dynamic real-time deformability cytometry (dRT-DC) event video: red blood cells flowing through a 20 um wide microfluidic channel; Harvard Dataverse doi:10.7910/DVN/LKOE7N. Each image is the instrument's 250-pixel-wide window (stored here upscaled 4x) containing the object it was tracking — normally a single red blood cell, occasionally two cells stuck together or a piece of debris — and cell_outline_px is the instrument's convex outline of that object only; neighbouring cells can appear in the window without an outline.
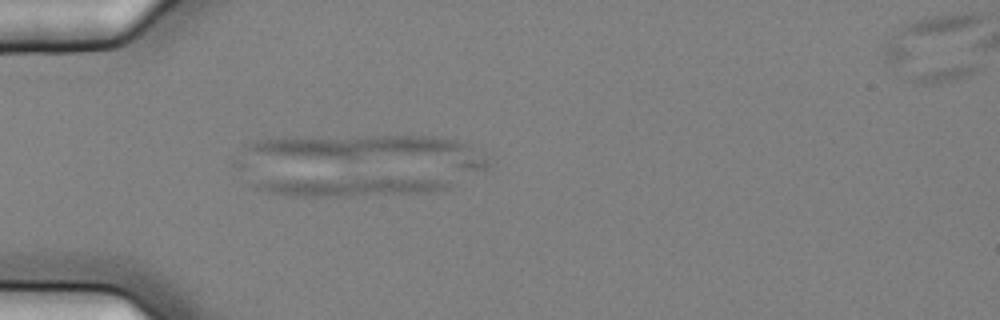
{"species": "common noctule bat (a hibernating species)", "species_latin": "Nyctalus noctula", "temperature_condition": "cold", "stored_images_in_passage": 6, "segment_of_instrument_passage": [2, 2], "camera_frame_rate_fps": 3000, "um_per_image_px": 0.085, "animal": {"sex": "female", "body_mass_g": 25.1}, "frame": {"image": 1, "passage_image": 3, "time_ms": 0.667, "image_size_px": [1000, 320], "cell_outline_px": [[488, 168], [236, 168], [232, 164], [232, 156], [244, 144], [256, 140], [296, 136], [436, 136], [456, 140], [472, 144], [484, 152], [488, 164]], "centroid_in_image_um": [30.54, 13.0], "position_along_channel_um": 54.5, "area_um2": 54.16}}
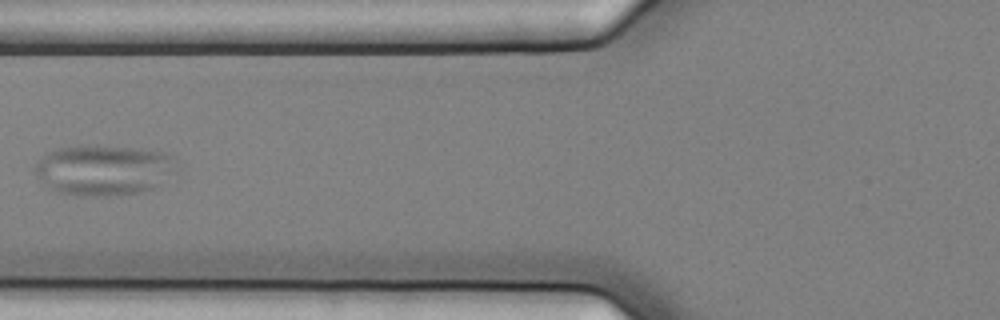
{"frame": {"image": 2, "passage_image": 5, "time_ms": 1.333, "image_size_px": [1000, 320], "cell_outline_px": [[176, 160], [156, 188], [140, 192], [108, 196], [80, 196], [56, 192], [48, 188], [36, 176], [32, 168], [44, 156], [56, 148], [80, 144], [96, 144], [132, 148], [164, 152], [176, 156]], "centroid_in_image_um": [8.71, 14.44], "position_along_channel_um": 117.1, "area_um2": 41.79}}
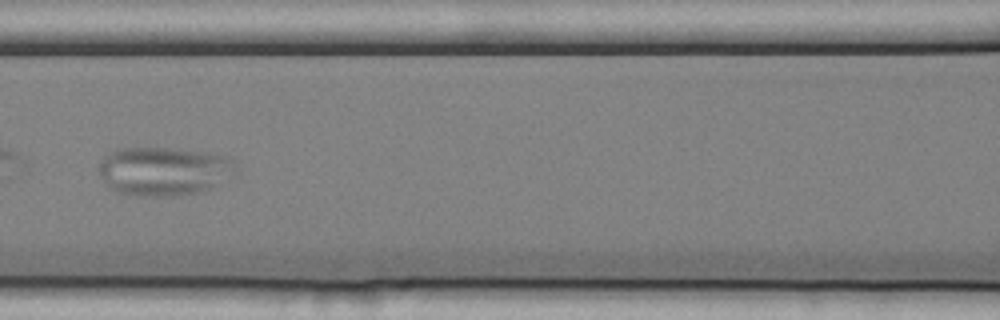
{"frame": {"image": 3, "passage_image": 6, "time_ms": 1.667, "image_size_px": [1000, 320], "cell_outline_px": [[240, 168], [208, 188], [200, 192], [172, 196], [148, 196], [120, 192], [108, 188], [100, 176], [100, 164], [104, 156], [120, 148], [164, 148], [208, 152], [228, 156], [236, 160]], "centroid_in_image_um": [13.94, 14.53], "position_along_channel_um": 152.7, "area_um2": 38.55}}